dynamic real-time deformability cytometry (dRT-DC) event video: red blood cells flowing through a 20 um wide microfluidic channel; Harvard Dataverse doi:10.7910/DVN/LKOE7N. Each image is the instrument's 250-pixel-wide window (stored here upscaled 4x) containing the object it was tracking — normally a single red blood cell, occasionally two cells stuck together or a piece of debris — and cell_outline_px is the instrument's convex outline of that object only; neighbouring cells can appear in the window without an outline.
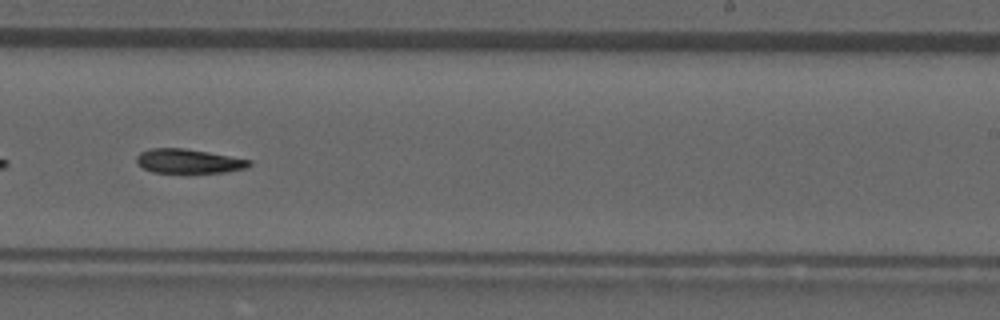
{"species": "common noctule bat (a hibernating species)", "species_latin": "Nyctalus noctula", "temperature_condition": "room temperature", "stored_images_in_passage": 28, "camera_frame_rate_fps": 3000, "um_per_image_px": 0.085, "animal": {"sex": "male", "forearm_length_mm": 52.5}, "frame": {"image": 1, "passage_image": 13, "time_ms": 4.0, "image_size_px": [1000, 320], "cell_outline_px": [[252, 164], [244, 168], [224, 172], [152, 172], [136, 164], [136, 156], [140, 152], [152, 148], [184, 148], [208, 152], [252, 160]], "centroid_in_image_um": [16.0, 13.69], "position_along_channel_um": 273.0, "area_um2": 15.78}}